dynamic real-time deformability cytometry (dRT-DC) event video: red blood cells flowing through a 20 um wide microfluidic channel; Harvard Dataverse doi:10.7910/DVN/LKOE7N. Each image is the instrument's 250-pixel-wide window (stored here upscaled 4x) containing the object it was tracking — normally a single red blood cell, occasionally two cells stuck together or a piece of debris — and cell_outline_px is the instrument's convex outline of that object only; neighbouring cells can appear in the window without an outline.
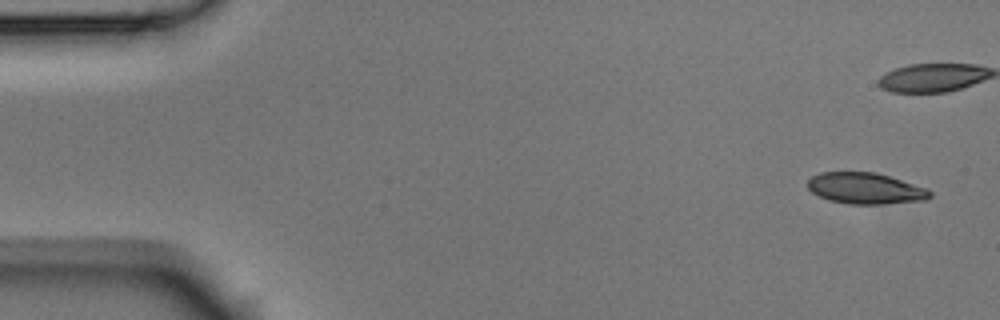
{"species": "Egyptian fruit bat (a non-hibernating species)", "species_latin": "Rousettus aegyptiacus", "temperature_condition": "room temperature", "stored_images_in_passage": 5, "camera_frame_rate_fps": 3000, "um_per_image_px": 0.085, "animal": {"sex": "male"}, "frame": {"image": 1, "passage_image": 1, "time_ms": 0.0, "image_size_px": [1000, 320], "cell_outline_px": [[932, 196], [928, 200], [880, 204], [848, 204], [828, 200], [812, 192], [808, 188], [808, 180], [812, 176], [820, 172], [876, 172], [928, 188], [932, 192]], "centroid_in_image_um": [73.59, 16.01], "position_along_channel_um": 11.4, "area_um2": 22.37}}